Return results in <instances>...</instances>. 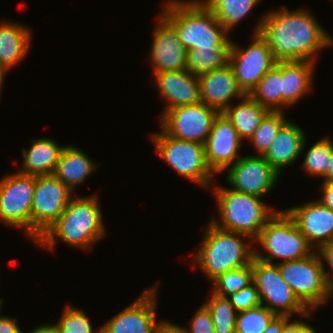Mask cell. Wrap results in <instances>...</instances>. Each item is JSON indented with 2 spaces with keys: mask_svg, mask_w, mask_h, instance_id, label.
Returning a JSON list of instances; mask_svg holds the SVG:
<instances>
[{
  "mask_svg": "<svg viewBox=\"0 0 333 333\" xmlns=\"http://www.w3.org/2000/svg\"><path fill=\"white\" fill-rule=\"evenodd\" d=\"M232 190L263 198L274 189L280 174L259 155L243 156L227 168Z\"/></svg>",
  "mask_w": 333,
  "mask_h": 333,
  "instance_id": "14",
  "label": "cell"
},
{
  "mask_svg": "<svg viewBox=\"0 0 333 333\" xmlns=\"http://www.w3.org/2000/svg\"><path fill=\"white\" fill-rule=\"evenodd\" d=\"M282 62H277L249 94L269 111L282 112Z\"/></svg>",
  "mask_w": 333,
  "mask_h": 333,
  "instance_id": "27",
  "label": "cell"
},
{
  "mask_svg": "<svg viewBox=\"0 0 333 333\" xmlns=\"http://www.w3.org/2000/svg\"><path fill=\"white\" fill-rule=\"evenodd\" d=\"M268 42L277 62H316V54L333 44V37L305 9L270 11L260 19L254 33Z\"/></svg>",
  "mask_w": 333,
  "mask_h": 333,
  "instance_id": "1",
  "label": "cell"
},
{
  "mask_svg": "<svg viewBox=\"0 0 333 333\" xmlns=\"http://www.w3.org/2000/svg\"><path fill=\"white\" fill-rule=\"evenodd\" d=\"M242 145L236 128L223 113H219L204 144L208 167L215 175L222 173L239 159L238 150Z\"/></svg>",
  "mask_w": 333,
  "mask_h": 333,
  "instance_id": "16",
  "label": "cell"
},
{
  "mask_svg": "<svg viewBox=\"0 0 333 333\" xmlns=\"http://www.w3.org/2000/svg\"><path fill=\"white\" fill-rule=\"evenodd\" d=\"M152 35L150 50L154 74L164 71L187 70V51L174 27L160 14Z\"/></svg>",
  "mask_w": 333,
  "mask_h": 333,
  "instance_id": "17",
  "label": "cell"
},
{
  "mask_svg": "<svg viewBox=\"0 0 333 333\" xmlns=\"http://www.w3.org/2000/svg\"><path fill=\"white\" fill-rule=\"evenodd\" d=\"M30 333H56L55 330L49 325H42L38 326L34 330H32Z\"/></svg>",
  "mask_w": 333,
  "mask_h": 333,
  "instance_id": "45",
  "label": "cell"
},
{
  "mask_svg": "<svg viewBox=\"0 0 333 333\" xmlns=\"http://www.w3.org/2000/svg\"><path fill=\"white\" fill-rule=\"evenodd\" d=\"M18 319L0 315V333H23L18 326Z\"/></svg>",
  "mask_w": 333,
  "mask_h": 333,
  "instance_id": "40",
  "label": "cell"
},
{
  "mask_svg": "<svg viewBox=\"0 0 333 333\" xmlns=\"http://www.w3.org/2000/svg\"><path fill=\"white\" fill-rule=\"evenodd\" d=\"M252 283L259 292L261 304L266 303L264 306L277 316L311 315V311L299 301L282 278L277 263L271 264L253 257Z\"/></svg>",
  "mask_w": 333,
  "mask_h": 333,
  "instance_id": "9",
  "label": "cell"
},
{
  "mask_svg": "<svg viewBox=\"0 0 333 333\" xmlns=\"http://www.w3.org/2000/svg\"><path fill=\"white\" fill-rule=\"evenodd\" d=\"M284 114L281 111H269L249 138L248 141L254 145L257 155L263 156L265 154L279 129L289 120L285 119Z\"/></svg>",
  "mask_w": 333,
  "mask_h": 333,
  "instance_id": "30",
  "label": "cell"
},
{
  "mask_svg": "<svg viewBox=\"0 0 333 333\" xmlns=\"http://www.w3.org/2000/svg\"><path fill=\"white\" fill-rule=\"evenodd\" d=\"M156 333H185L181 325H175L168 321H163Z\"/></svg>",
  "mask_w": 333,
  "mask_h": 333,
  "instance_id": "43",
  "label": "cell"
},
{
  "mask_svg": "<svg viewBox=\"0 0 333 333\" xmlns=\"http://www.w3.org/2000/svg\"><path fill=\"white\" fill-rule=\"evenodd\" d=\"M311 246L333 242V210L318 200L285 209Z\"/></svg>",
  "mask_w": 333,
  "mask_h": 333,
  "instance_id": "18",
  "label": "cell"
},
{
  "mask_svg": "<svg viewBox=\"0 0 333 333\" xmlns=\"http://www.w3.org/2000/svg\"><path fill=\"white\" fill-rule=\"evenodd\" d=\"M206 302L204 305L210 312L215 332L235 333L237 311L227 297L211 292L210 299Z\"/></svg>",
  "mask_w": 333,
  "mask_h": 333,
  "instance_id": "31",
  "label": "cell"
},
{
  "mask_svg": "<svg viewBox=\"0 0 333 333\" xmlns=\"http://www.w3.org/2000/svg\"><path fill=\"white\" fill-rule=\"evenodd\" d=\"M7 71L8 70L0 63V96H1L2 83L4 81V77Z\"/></svg>",
  "mask_w": 333,
  "mask_h": 333,
  "instance_id": "46",
  "label": "cell"
},
{
  "mask_svg": "<svg viewBox=\"0 0 333 333\" xmlns=\"http://www.w3.org/2000/svg\"><path fill=\"white\" fill-rule=\"evenodd\" d=\"M219 112L202 102L168 110L160 118V126L168 135L205 144Z\"/></svg>",
  "mask_w": 333,
  "mask_h": 333,
  "instance_id": "13",
  "label": "cell"
},
{
  "mask_svg": "<svg viewBox=\"0 0 333 333\" xmlns=\"http://www.w3.org/2000/svg\"><path fill=\"white\" fill-rule=\"evenodd\" d=\"M289 320V316H276L262 333H283L284 325Z\"/></svg>",
  "mask_w": 333,
  "mask_h": 333,
  "instance_id": "42",
  "label": "cell"
},
{
  "mask_svg": "<svg viewBox=\"0 0 333 333\" xmlns=\"http://www.w3.org/2000/svg\"><path fill=\"white\" fill-rule=\"evenodd\" d=\"M75 196L62 215L36 241L41 247L54 249L56 238L72 246L90 250L96 241L106 235L102 213L96 195Z\"/></svg>",
  "mask_w": 333,
  "mask_h": 333,
  "instance_id": "2",
  "label": "cell"
},
{
  "mask_svg": "<svg viewBox=\"0 0 333 333\" xmlns=\"http://www.w3.org/2000/svg\"><path fill=\"white\" fill-rule=\"evenodd\" d=\"M316 250H318L316 252L319 253L318 256L323 264L324 275L328 289L332 294L333 293V242L325 244L319 247L318 249L316 248ZM323 259L325 260V262H327L326 264H328V266L330 267L332 271V276L328 274L327 268H325L324 266L325 262L323 261Z\"/></svg>",
  "mask_w": 333,
  "mask_h": 333,
  "instance_id": "38",
  "label": "cell"
},
{
  "mask_svg": "<svg viewBox=\"0 0 333 333\" xmlns=\"http://www.w3.org/2000/svg\"><path fill=\"white\" fill-rule=\"evenodd\" d=\"M241 99L240 103L232 104L223 114L236 128L239 138L243 141L249 140L269 110L250 95H244Z\"/></svg>",
  "mask_w": 333,
  "mask_h": 333,
  "instance_id": "26",
  "label": "cell"
},
{
  "mask_svg": "<svg viewBox=\"0 0 333 333\" xmlns=\"http://www.w3.org/2000/svg\"><path fill=\"white\" fill-rule=\"evenodd\" d=\"M64 147L45 137L32 140L28 150L22 148L23 168L19 172L35 176L52 175Z\"/></svg>",
  "mask_w": 333,
  "mask_h": 333,
  "instance_id": "23",
  "label": "cell"
},
{
  "mask_svg": "<svg viewBox=\"0 0 333 333\" xmlns=\"http://www.w3.org/2000/svg\"><path fill=\"white\" fill-rule=\"evenodd\" d=\"M157 284L146 288L122 312L101 326V333H156L163 321H157Z\"/></svg>",
  "mask_w": 333,
  "mask_h": 333,
  "instance_id": "15",
  "label": "cell"
},
{
  "mask_svg": "<svg viewBox=\"0 0 333 333\" xmlns=\"http://www.w3.org/2000/svg\"><path fill=\"white\" fill-rule=\"evenodd\" d=\"M321 189L322 198L318 201L333 210V182H323Z\"/></svg>",
  "mask_w": 333,
  "mask_h": 333,
  "instance_id": "41",
  "label": "cell"
},
{
  "mask_svg": "<svg viewBox=\"0 0 333 333\" xmlns=\"http://www.w3.org/2000/svg\"><path fill=\"white\" fill-rule=\"evenodd\" d=\"M161 15L174 27L186 51L201 48H230L228 31L201 0H171Z\"/></svg>",
  "mask_w": 333,
  "mask_h": 333,
  "instance_id": "3",
  "label": "cell"
},
{
  "mask_svg": "<svg viewBox=\"0 0 333 333\" xmlns=\"http://www.w3.org/2000/svg\"><path fill=\"white\" fill-rule=\"evenodd\" d=\"M315 62H282V112L310 92Z\"/></svg>",
  "mask_w": 333,
  "mask_h": 333,
  "instance_id": "22",
  "label": "cell"
},
{
  "mask_svg": "<svg viewBox=\"0 0 333 333\" xmlns=\"http://www.w3.org/2000/svg\"><path fill=\"white\" fill-rule=\"evenodd\" d=\"M73 191L52 175L35 176L31 210V238L36 242L62 215Z\"/></svg>",
  "mask_w": 333,
  "mask_h": 333,
  "instance_id": "10",
  "label": "cell"
},
{
  "mask_svg": "<svg viewBox=\"0 0 333 333\" xmlns=\"http://www.w3.org/2000/svg\"><path fill=\"white\" fill-rule=\"evenodd\" d=\"M200 99L203 104L223 113L232 104V98H242L245 94L238 87L232 66L227 63L221 68L198 76Z\"/></svg>",
  "mask_w": 333,
  "mask_h": 333,
  "instance_id": "20",
  "label": "cell"
},
{
  "mask_svg": "<svg viewBox=\"0 0 333 333\" xmlns=\"http://www.w3.org/2000/svg\"><path fill=\"white\" fill-rule=\"evenodd\" d=\"M35 175L14 172L0 179V221L7 226L26 229L31 237V210Z\"/></svg>",
  "mask_w": 333,
  "mask_h": 333,
  "instance_id": "11",
  "label": "cell"
},
{
  "mask_svg": "<svg viewBox=\"0 0 333 333\" xmlns=\"http://www.w3.org/2000/svg\"><path fill=\"white\" fill-rule=\"evenodd\" d=\"M255 241L269 256L265 257L260 252L254 251V257L271 264H274L273 259L298 260L314 252V248L285 210H277L276 214L261 229Z\"/></svg>",
  "mask_w": 333,
  "mask_h": 333,
  "instance_id": "6",
  "label": "cell"
},
{
  "mask_svg": "<svg viewBox=\"0 0 333 333\" xmlns=\"http://www.w3.org/2000/svg\"><path fill=\"white\" fill-rule=\"evenodd\" d=\"M322 182H333V149L328 160V167L326 168V176Z\"/></svg>",
  "mask_w": 333,
  "mask_h": 333,
  "instance_id": "44",
  "label": "cell"
},
{
  "mask_svg": "<svg viewBox=\"0 0 333 333\" xmlns=\"http://www.w3.org/2000/svg\"><path fill=\"white\" fill-rule=\"evenodd\" d=\"M155 151L180 176L209 188L214 173L207 165L205 148L201 143L181 140L163 129L151 135Z\"/></svg>",
  "mask_w": 333,
  "mask_h": 333,
  "instance_id": "7",
  "label": "cell"
},
{
  "mask_svg": "<svg viewBox=\"0 0 333 333\" xmlns=\"http://www.w3.org/2000/svg\"><path fill=\"white\" fill-rule=\"evenodd\" d=\"M240 237L251 239L244 234L219 229L210 221L193 262L211 281L227 271L250 265L255 250Z\"/></svg>",
  "mask_w": 333,
  "mask_h": 333,
  "instance_id": "4",
  "label": "cell"
},
{
  "mask_svg": "<svg viewBox=\"0 0 333 333\" xmlns=\"http://www.w3.org/2000/svg\"><path fill=\"white\" fill-rule=\"evenodd\" d=\"M50 326L56 333H101V327L93 329L84 310L67 305L57 323Z\"/></svg>",
  "mask_w": 333,
  "mask_h": 333,
  "instance_id": "34",
  "label": "cell"
},
{
  "mask_svg": "<svg viewBox=\"0 0 333 333\" xmlns=\"http://www.w3.org/2000/svg\"><path fill=\"white\" fill-rule=\"evenodd\" d=\"M333 149L331 139L323 137L317 141L305 154L302 167L306 173L311 176H326V168L328 167V160Z\"/></svg>",
  "mask_w": 333,
  "mask_h": 333,
  "instance_id": "35",
  "label": "cell"
},
{
  "mask_svg": "<svg viewBox=\"0 0 333 333\" xmlns=\"http://www.w3.org/2000/svg\"><path fill=\"white\" fill-rule=\"evenodd\" d=\"M213 189L221 221L213 218L211 223L219 229L247 235L252 242L277 212L258 196L218 186Z\"/></svg>",
  "mask_w": 333,
  "mask_h": 333,
  "instance_id": "5",
  "label": "cell"
},
{
  "mask_svg": "<svg viewBox=\"0 0 333 333\" xmlns=\"http://www.w3.org/2000/svg\"><path fill=\"white\" fill-rule=\"evenodd\" d=\"M230 48H201L187 51V70L195 76L229 63Z\"/></svg>",
  "mask_w": 333,
  "mask_h": 333,
  "instance_id": "29",
  "label": "cell"
},
{
  "mask_svg": "<svg viewBox=\"0 0 333 333\" xmlns=\"http://www.w3.org/2000/svg\"><path fill=\"white\" fill-rule=\"evenodd\" d=\"M29 28L7 21L0 22V63L10 70L27 55L31 34Z\"/></svg>",
  "mask_w": 333,
  "mask_h": 333,
  "instance_id": "25",
  "label": "cell"
},
{
  "mask_svg": "<svg viewBox=\"0 0 333 333\" xmlns=\"http://www.w3.org/2000/svg\"><path fill=\"white\" fill-rule=\"evenodd\" d=\"M283 333H316V330L309 324L302 321L290 320L284 325Z\"/></svg>",
  "mask_w": 333,
  "mask_h": 333,
  "instance_id": "39",
  "label": "cell"
},
{
  "mask_svg": "<svg viewBox=\"0 0 333 333\" xmlns=\"http://www.w3.org/2000/svg\"><path fill=\"white\" fill-rule=\"evenodd\" d=\"M252 37L253 41L246 49L232 41L229 52V64L233 68L238 87L245 95H249L277 63L266 39L259 32L253 33Z\"/></svg>",
  "mask_w": 333,
  "mask_h": 333,
  "instance_id": "12",
  "label": "cell"
},
{
  "mask_svg": "<svg viewBox=\"0 0 333 333\" xmlns=\"http://www.w3.org/2000/svg\"><path fill=\"white\" fill-rule=\"evenodd\" d=\"M276 316L262 304L237 312L235 333H262Z\"/></svg>",
  "mask_w": 333,
  "mask_h": 333,
  "instance_id": "32",
  "label": "cell"
},
{
  "mask_svg": "<svg viewBox=\"0 0 333 333\" xmlns=\"http://www.w3.org/2000/svg\"><path fill=\"white\" fill-rule=\"evenodd\" d=\"M97 167L87 154L68 145L63 148L53 175L74 192L76 186L85 181Z\"/></svg>",
  "mask_w": 333,
  "mask_h": 333,
  "instance_id": "24",
  "label": "cell"
},
{
  "mask_svg": "<svg viewBox=\"0 0 333 333\" xmlns=\"http://www.w3.org/2000/svg\"><path fill=\"white\" fill-rule=\"evenodd\" d=\"M260 1L261 0H201L228 32H231Z\"/></svg>",
  "mask_w": 333,
  "mask_h": 333,
  "instance_id": "28",
  "label": "cell"
},
{
  "mask_svg": "<svg viewBox=\"0 0 333 333\" xmlns=\"http://www.w3.org/2000/svg\"><path fill=\"white\" fill-rule=\"evenodd\" d=\"M2 302H3V299H0V309H1Z\"/></svg>",
  "mask_w": 333,
  "mask_h": 333,
  "instance_id": "47",
  "label": "cell"
},
{
  "mask_svg": "<svg viewBox=\"0 0 333 333\" xmlns=\"http://www.w3.org/2000/svg\"><path fill=\"white\" fill-rule=\"evenodd\" d=\"M237 312L245 311L261 305L259 292L256 286L251 283L247 287L227 296Z\"/></svg>",
  "mask_w": 333,
  "mask_h": 333,
  "instance_id": "36",
  "label": "cell"
},
{
  "mask_svg": "<svg viewBox=\"0 0 333 333\" xmlns=\"http://www.w3.org/2000/svg\"><path fill=\"white\" fill-rule=\"evenodd\" d=\"M306 143L304 131L294 122L288 120L279 129L263 157L280 174L283 168L290 166L301 157Z\"/></svg>",
  "mask_w": 333,
  "mask_h": 333,
  "instance_id": "21",
  "label": "cell"
},
{
  "mask_svg": "<svg viewBox=\"0 0 333 333\" xmlns=\"http://www.w3.org/2000/svg\"><path fill=\"white\" fill-rule=\"evenodd\" d=\"M181 327L185 333H216L210 312L204 304L193 315L189 323V329Z\"/></svg>",
  "mask_w": 333,
  "mask_h": 333,
  "instance_id": "37",
  "label": "cell"
},
{
  "mask_svg": "<svg viewBox=\"0 0 333 333\" xmlns=\"http://www.w3.org/2000/svg\"><path fill=\"white\" fill-rule=\"evenodd\" d=\"M154 76L160 97L167 101L160 118L173 108L201 102L199 78L188 70L164 71Z\"/></svg>",
  "mask_w": 333,
  "mask_h": 333,
  "instance_id": "19",
  "label": "cell"
},
{
  "mask_svg": "<svg viewBox=\"0 0 333 333\" xmlns=\"http://www.w3.org/2000/svg\"><path fill=\"white\" fill-rule=\"evenodd\" d=\"M252 283V262L250 265L227 271L213 281V293L227 297Z\"/></svg>",
  "mask_w": 333,
  "mask_h": 333,
  "instance_id": "33",
  "label": "cell"
},
{
  "mask_svg": "<svg viewBox=\"0 0 333 333\" xmlns=\"http://www.w3.org/2000/svg\"><path fill=\"white\" fill-rule=\"evenodd\" d=\"M277 265L282 278L309 311L321 307L333 295L328 289L323 264L316 250L307 257Z\"/></svg>",
  "mask_w": 333,
  "mask_h": 333,
  "instance_id": "8",
  "label": "cell"
}]
</instances>
